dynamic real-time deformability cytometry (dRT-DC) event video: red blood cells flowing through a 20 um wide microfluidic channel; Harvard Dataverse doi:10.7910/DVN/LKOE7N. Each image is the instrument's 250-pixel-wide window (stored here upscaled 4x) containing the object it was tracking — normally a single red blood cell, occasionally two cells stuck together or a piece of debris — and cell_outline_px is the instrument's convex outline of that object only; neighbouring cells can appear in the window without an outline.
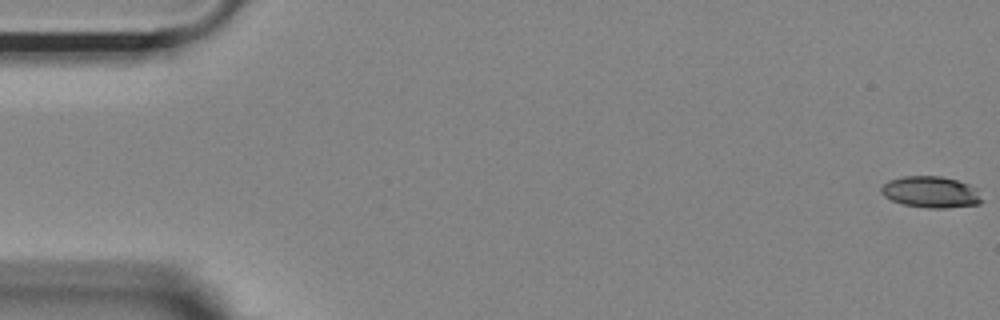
{"species": "Egyptian fruit bat (a non-hibernating species)", "species_latin": "Rousettus aegyptiacus", "temperature_condition": "room temperature", "stored_images_in_passage": 16, "camera_frame_rate_fps": 3000, "um_per_image_px": 0.085, "animal": {"sex": "female"}, "frame": {"image": 1, "passage_image": 1, "time_ms": 0.0, "image_size_px": [1000, 320], "cell_outline_px": [[984, 200], [980, 204], [948, 208], [928, 208], [904, 204], [892, 200], [884, 196], [880, 192], [880, 188], [888, 180], [904, 176], [940, 176], [956, 180], [968, 184], [976, 188]], "centroid_in_image_um": [79.14, 16.33], "position_along_channel_um": 5.9, "area_um2": 18.5}}
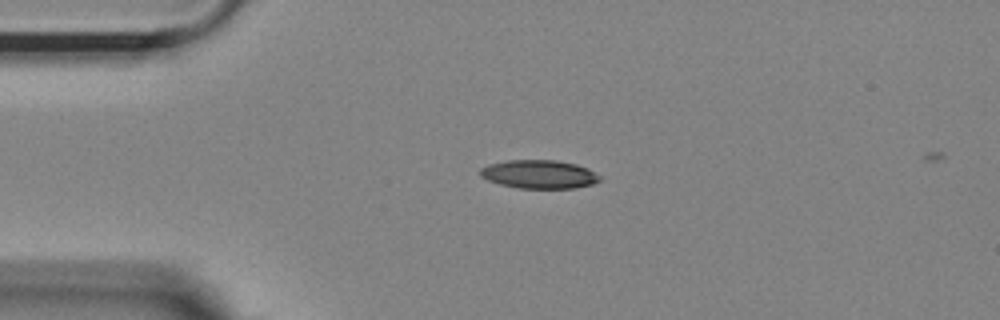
{"frame": {"image": 2, "passage_image": 13, "time_ms": 4.0, "image_size_px": [1000, 320], "cell_outline_px": [[600, 180], [592, 184], [576, 188], [520, 188], [500, 184], [488, 180], [480, 176], [480, 168], [488, 164], [508, 160], [556, 160], [576, 164], [588, 168], [600, 176]], "centroid_in_image_um": [45.82, 14.81], "position_along_channel_um": 39.2, "area_um2": 19.83}}